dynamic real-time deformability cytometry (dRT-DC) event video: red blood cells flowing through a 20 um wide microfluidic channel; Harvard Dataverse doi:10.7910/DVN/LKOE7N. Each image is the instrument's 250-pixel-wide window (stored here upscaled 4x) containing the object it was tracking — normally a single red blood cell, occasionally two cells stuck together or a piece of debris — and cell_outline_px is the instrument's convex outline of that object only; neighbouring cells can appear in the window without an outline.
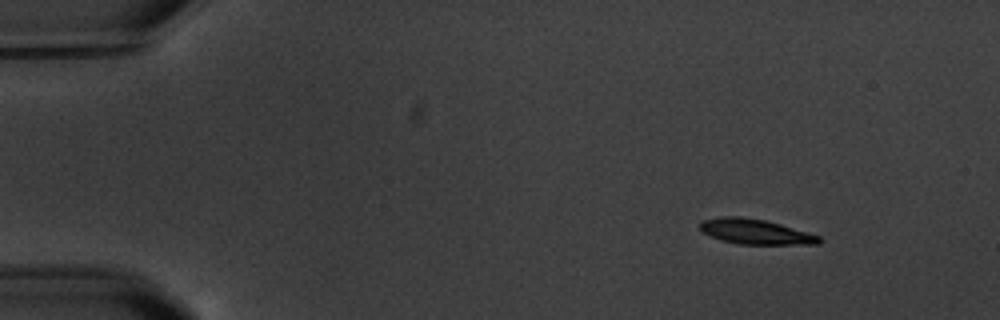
{"species": "common noctule bat (a hibernating species)", "species_latin": "Nyctalus noctula", "temperature_condition": "warm", "stored_images_in_passage": 7, "camera_frame_rate_fps": 3000, "um_per_image_px": 0.085, "animal": {"sex": "male", "body_mass_g": 20.1, "forearm_length_mm": 53.5}, "frame": {"image": 1, "passage_image": 2, "time_ms": 1.333, "image_size_px": [1000, 320], "cell_outline_px": [[820, 244], [740, 244], [720, 240], [704, 232], [700, 228], [700, 224], [704, 220], [720, 216], [740, 216], [764, 220], [780, 224], [820, 236]], "centroid_in_image_um": [64.2, 19.69], "position_along_channel_um": 20.8, "area_um2": 17.17}}
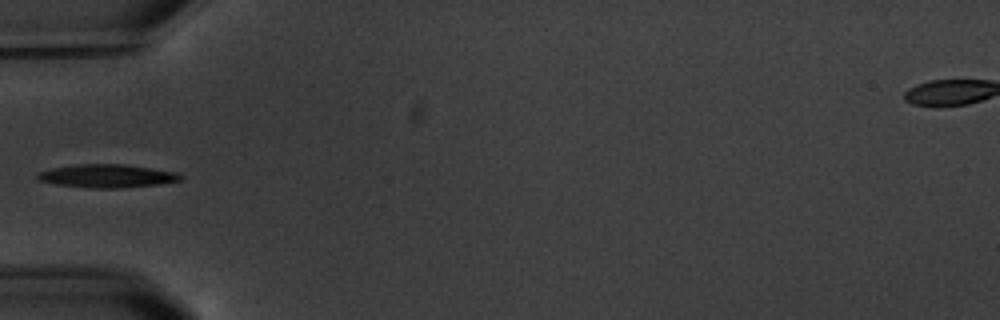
{"frame": {"image": 2, "passage_image": 5, "time_ms": 5.667, "image_size_px": [1000, 320], "cell_outline_px": [[184, 180], [160, 184], [120, 188], [88, 188], [56, 184], [36, 180], [36, 172], [52, 168], [80, 164], [124, 164], [176, 172], [184, 176]], "centroid_in_image_um": [9.1, 14.96], "position_along_channel_um": 75.9, "area_um2": 19.54}}
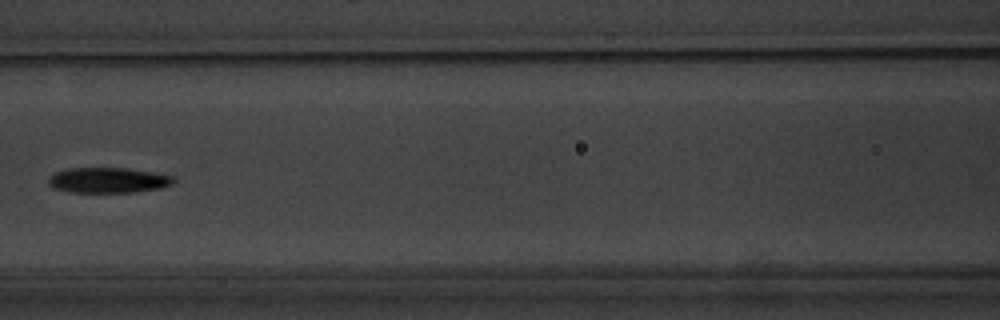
{"frame": {"image": 3, "passage_image": 7, "time_ms": 8.0, "image_size_px": [1000, 320], "cell_outline_px": [[176, 180], [172, 184], [160, 188], [132, 192], [68, 192], [52, 188], [48, 184], [48, 176], [56, 172], [68, 168], [128, 168], [176, 176]], "centroid_in_image_um": [9.18, 15.31], "position_along_channel_um": 157.4, "area_um2": 18.67}}